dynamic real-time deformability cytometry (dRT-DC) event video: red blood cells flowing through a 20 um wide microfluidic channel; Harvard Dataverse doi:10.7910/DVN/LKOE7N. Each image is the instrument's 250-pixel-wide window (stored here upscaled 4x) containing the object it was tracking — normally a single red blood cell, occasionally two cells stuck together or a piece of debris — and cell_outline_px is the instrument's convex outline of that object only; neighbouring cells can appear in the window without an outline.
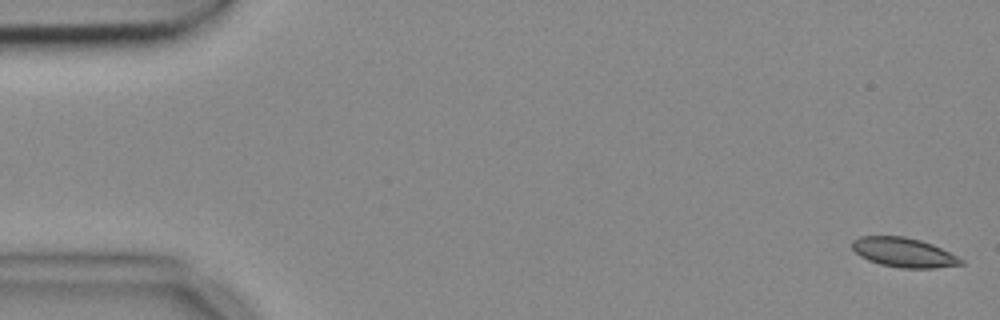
{"species": "common noctule bat (a hibernating species)", "species_latin": "Nyctalus noctula", "temperature_condition": "cold", "stored_images_in_passage": 4, "camera_frame_rate_fps": 3000, "um_per_image_px": 0.085, "animal": {"sex": "female", "body_mass_g": 18.4}, "frame": {"image": 1, "passage_image": 1, "time_ms": 0.0, "image_size_px": [1000, 320], "cell_outline_px": [[964, 264], [936, 268], [900, 268], [880, 264], [868, 260], [860, 256], [852, 248], [852, 240], [860, 236], [904, 236], [920, 240], [932, 244], [964, 260]], "centroid_in_image_um": [76.8, 21.46], "position_along_channel_um": 8.2, "area_um2": 18.61}}
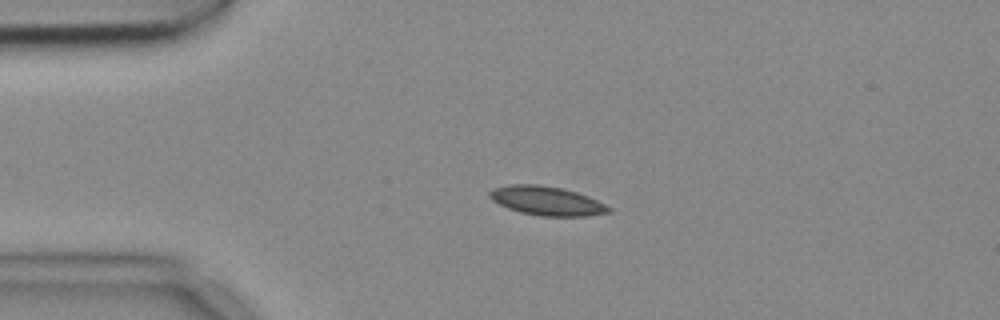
{"frame": {"image": 2, "passage_image": 4, "time_ms": 1.0, "image_size_px": [1000, 320], "cell_outline_px": [[612, 212], [588, 216], [540, 216], [520, 212], [508, 208], [492, 200], [488, 196], [488, 192], [492, 188], [512, 184], [536, 184], [564, 188], [588, 196], [612, 208]], "centroid_in_image_um": [46.47, 17.07], "position_along_channel_um": 38.5, "area_um2": 20.23}}